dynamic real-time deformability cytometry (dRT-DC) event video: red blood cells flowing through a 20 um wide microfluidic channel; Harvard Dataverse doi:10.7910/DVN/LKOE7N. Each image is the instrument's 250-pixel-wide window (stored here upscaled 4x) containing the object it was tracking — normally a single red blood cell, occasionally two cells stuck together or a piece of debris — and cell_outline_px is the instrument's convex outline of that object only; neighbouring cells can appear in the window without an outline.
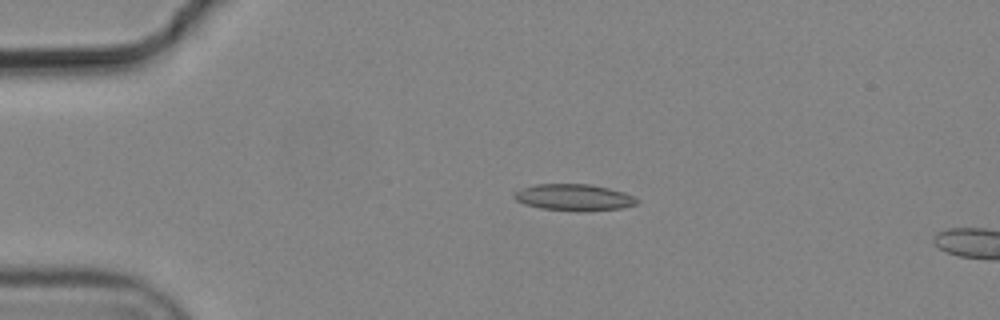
{"species": "common noctule bat (a hibernating species)", "species_latin": "Nyctalus noctula", "temperature_condition": "cold", "stored_images_in_passage": 4, "camera_frame_rate_fps": 3000, "um_per_image_px": 0.085, "animal": {"sex": "male", "body_mass_g": 19.2, "forearm_length_mm": 51.8}, "frame": {"image": 1, "passage_image": 3, "time_ms": 0.667, "image_size_px": [1000, 320], "cell_outline_px": [[640, 200], [636, 204], [624, 208], [540, 208], [524, 204], [516, 200], [512, 196], [512, 192], [536, 184], [592, 184], [624, 192]], "centroid_in_image_um": [48.74, 16.72], "position_along_channel_um": 36.3, "area_um2": 17.98}}